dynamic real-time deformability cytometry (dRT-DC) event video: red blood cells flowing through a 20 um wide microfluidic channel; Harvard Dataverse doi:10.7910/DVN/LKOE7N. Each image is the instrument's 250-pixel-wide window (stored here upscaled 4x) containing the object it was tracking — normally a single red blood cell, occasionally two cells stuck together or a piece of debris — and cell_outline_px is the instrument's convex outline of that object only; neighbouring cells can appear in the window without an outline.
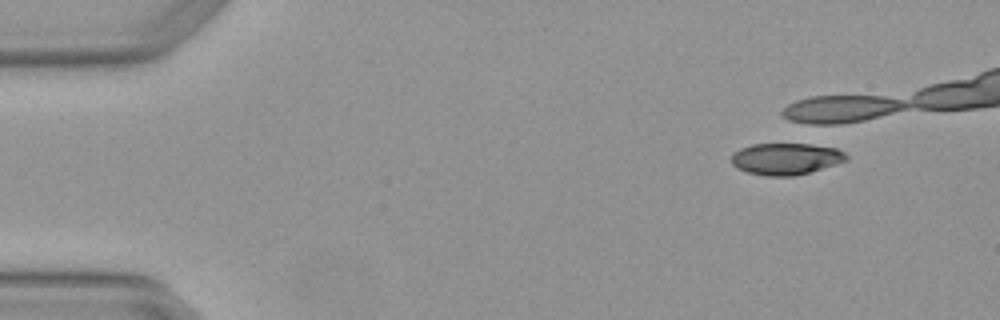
{"species": "Egyptian fruit bat (a non-hibernating species)", "species_latin": "Rousettus aegyptiacus", "temperature_condition": "warm", "stored_images_in_passage": 7, "camera_frame_rate_fps": 3000, "um_per_image_px": 0.085, "animal": {"sex": "female"}, "frame": {"image": 1, "passage_image": 1, "time_ms": 0.0, "image_size_px": [1000, 320], "cell_outline_px": [[848, 160], [836, 164], [808, 172], [792, 176], [768, 176], [748, 172], [736, 168], [732, 164], [732, 156], [740, 148], [752, 144], [808, 144], [836, 148], [844, 152], [848, 156]], "centroid_in_image_um": [66.8, 13.5], "position_along_channel_um": 18.2, "area_um2": 20.98}}